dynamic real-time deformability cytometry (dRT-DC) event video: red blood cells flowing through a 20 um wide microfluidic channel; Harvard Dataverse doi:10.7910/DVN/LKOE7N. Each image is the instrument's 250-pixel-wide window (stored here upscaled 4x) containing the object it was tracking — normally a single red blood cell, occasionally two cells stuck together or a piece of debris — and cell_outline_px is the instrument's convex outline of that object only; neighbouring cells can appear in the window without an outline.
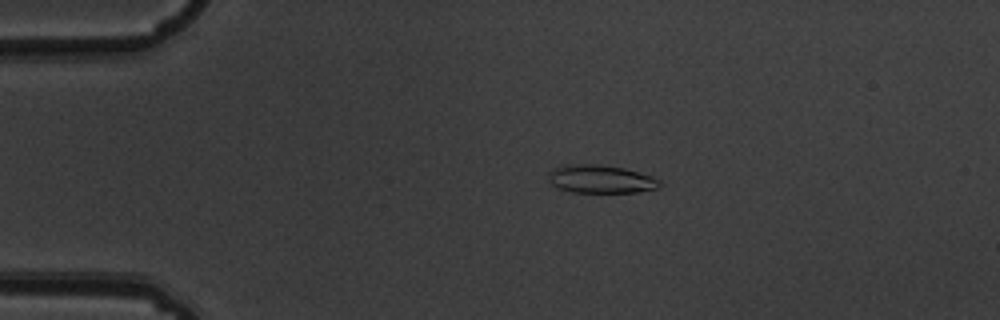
{"species": "common noctule bat (a hibernating species)", "species_latin": "Nyctalus noctula", "temperature_condition": "warm", "stored_images_in_passage": 6, "camera_frame_rate_fps": 3000, "um_per_image_px": 0.085, "animal": {"sex": "male", "body_mass_g": 19.5, "forearm_length_mm": 54.6}, "frame": {"image": 1, "passage_image": 3, "time_ms": 0.667, "image_size_px": [1000, 320], "cell_outline_px": [[660, 188], [636, 192], [572, 192], [556, 188], [548, 180], [548, 172], [552, 168], [564, 164], [600, 164], [624, 168], [640, 172], [652, 176], [660, 180]], "centroid_in_image_um": [51.03, 15.21], "position_along_channel_um": 34.0, "area_um2": 18.55}}
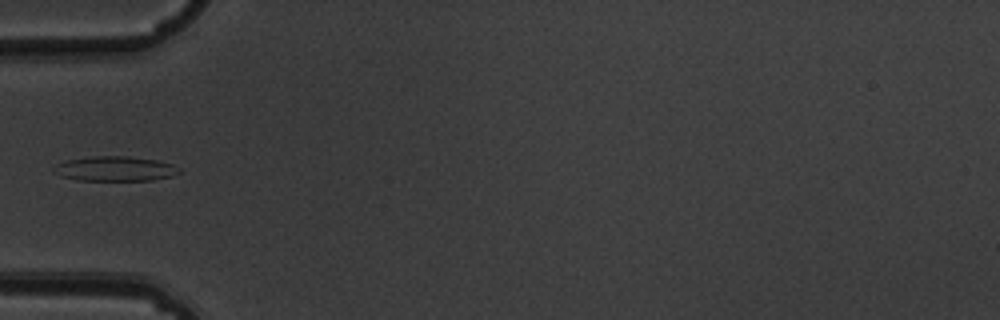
{"frame": {"image": 2, "passage_image": 5, "time_ms": 1.333, "image_size_px": [1000, 320], "cell_outline_px": [[180, 172], [172, 176], [152, 180], [76, 180], [60, 176], [52, 172], [52, 168], [56, 164], [68, 160], [92, 156], [128, 156], [156, 160], [172, 164], [180, 168]], "centroid_in_image_um": [9.75, 14.34], "position_along_channel_um": 75.2, "area_um2": 18.15}}